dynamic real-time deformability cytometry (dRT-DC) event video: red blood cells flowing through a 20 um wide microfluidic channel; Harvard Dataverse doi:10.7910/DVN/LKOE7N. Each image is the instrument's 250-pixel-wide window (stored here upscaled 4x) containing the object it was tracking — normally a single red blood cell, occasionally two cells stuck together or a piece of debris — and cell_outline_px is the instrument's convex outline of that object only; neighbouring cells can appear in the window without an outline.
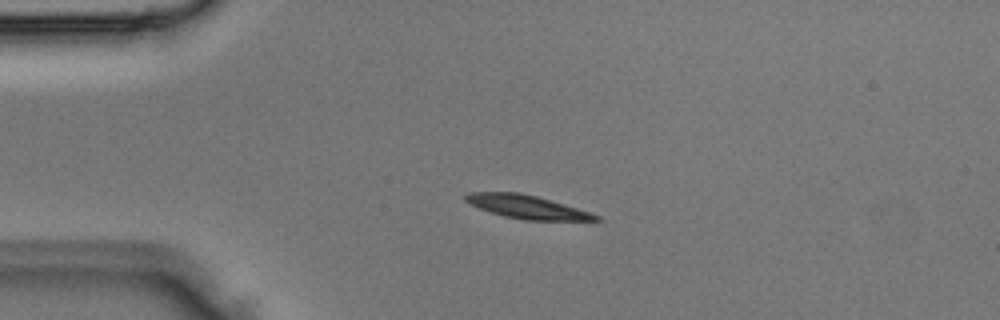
{"species": "Egyptian fruit bat (a non-hibernating species)", "species_latin": "Rousettus aegyptiacus", "temperature_condition": "room temperature", "stored_images_in_passage": 4, "camera_frame_rate_fps": 3000, "um_per_image_px": 0.085, "animal": {"sex": "male"}, "frame": {"image": 1, "passage_image": 3, "time_ms": 0.667, "image_size_px": [1000, 320], "cell_outline_px": [[604, 220], [524, 220], [504, 216], [480, 208], [464, 200], [464, 196], [468, 192], [520, 192], [536, 196], [576, 208], [600, 216]], "centroid_in_image_um": [44.77, 17.58], "position_along_channel_um": 40.2, "area_um2": 17.4}}